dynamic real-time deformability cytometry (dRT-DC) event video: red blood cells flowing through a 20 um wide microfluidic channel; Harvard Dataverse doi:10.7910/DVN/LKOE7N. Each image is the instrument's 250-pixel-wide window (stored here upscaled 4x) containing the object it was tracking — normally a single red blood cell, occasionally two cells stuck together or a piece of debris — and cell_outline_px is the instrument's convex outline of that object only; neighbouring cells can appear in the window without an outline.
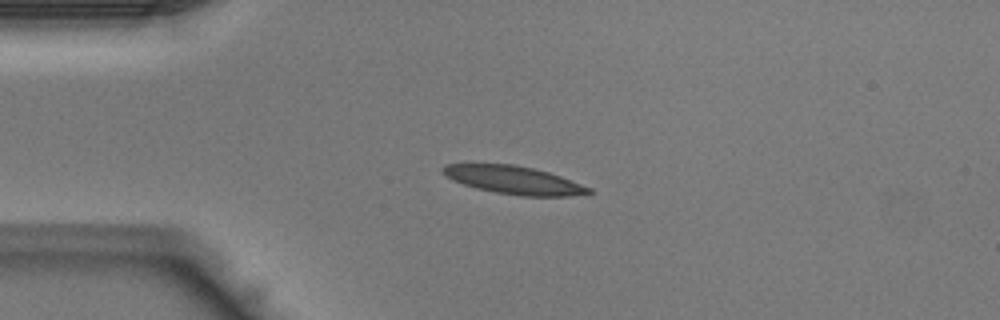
{"species": "Egyptian fruit bat (a non-hibernating species)", "species_latin": "Rousettus aegyptiacus", "temperature_condition": "warm", "stored_images_in_passage": 33, "camera_frame_rate_fps": 3000, "um_per_image_px": 0.085, "animal": {"sex": "male"}, "frame": {"image": 1, "passage_image": 1, "time_ms": 0.0, "image_size_px": [1000, 320], "cell_outline_px": [[592, 192], [568, 196], [524, 196], [496, 192], [476, 188], [452, 180], [444, 176], [440, 172], [440, 168], [444, 164], [468, 160], [512, 164], [532, 168], [548, 172], [560, 176], [592, 188]], "centroid_in_image_um": [43.48, 15.24], "position_along_channel_um": 41.5, "area_um2": 24.68}}
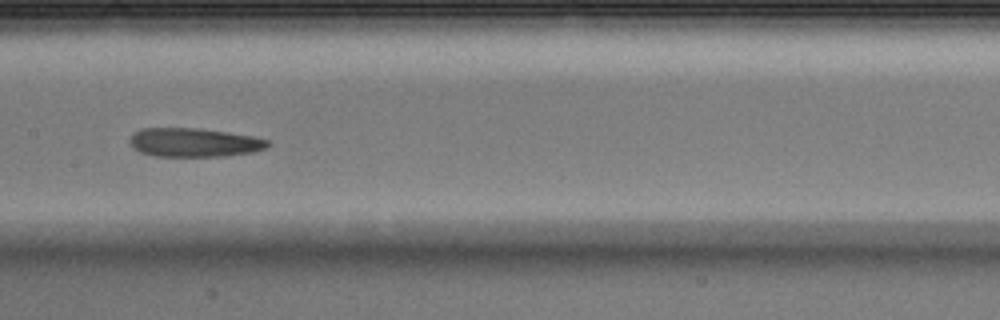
{"frame": {"image": 2, "passage_image": 12, "time_ms": 3.667, "image_size_px": [1000, 320], "cell_outline_px": [[272, 144], [264, 148], [252, 152], [224, 156], [156, 156], [140, 152], [128, 140], [132, 132], [140, 128], [196, 128], [228, 132], [252, 136], [268, 140]], "centroid_in_image_um": [16.48, 12.1], "position_along_channel_um": 190.9, "area_um2": 23.12}}
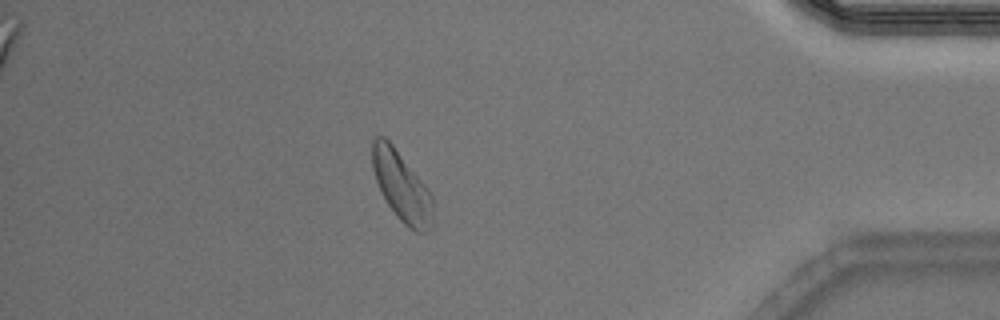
{"frame": {"image": 3, "passage_image": 28, "time_ms": 9.0, "image_size_px": [1000, 320], "cell_outline_px": [[432, 228], [424, 232], [416, 232], [404, 224], [396, 216], [380, 192], [372, 168], [372, 140], [376, 136], [384, 136], [392, 144], [432, 192]], "centroid_in_image_um": [34.14, 15.84], "position_along_channel_um": 401.1, "area_um2": 24.68}}